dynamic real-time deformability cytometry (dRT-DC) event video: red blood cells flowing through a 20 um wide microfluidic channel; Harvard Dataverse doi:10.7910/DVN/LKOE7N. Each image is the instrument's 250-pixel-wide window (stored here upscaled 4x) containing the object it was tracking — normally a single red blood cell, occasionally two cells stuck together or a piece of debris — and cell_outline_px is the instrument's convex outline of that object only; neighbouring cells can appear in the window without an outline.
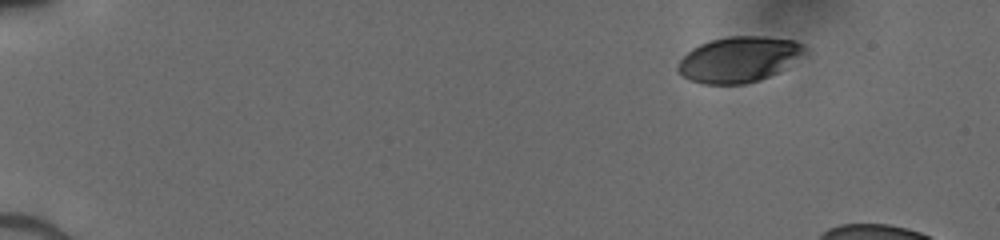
{"species": "human", "species_latin": "Homo sapiens", "temperature_condition": "cold", "stored_images_in_passage": 12, "camera_frame_rate_fps": 3000, "um_per_image_px": 0.085, "donor": {"sex": "male"}, "frame": {"image": 1, "passage_image": 1, "time_ms": 0.0, "image_size_px": [1000, 240], "cell_outline_px": [[804, 52], [776, 72], [760, 80], [744, 84], [704, 84], [688, 80], [676, 68], [680, 60], [692, 48], [700, 44], [712, 40], [728, 36], [764, 36], [792, 40], [804, 44]], "centroid_in_image_um": [62.74, 5.05], "position_along_channel_um": 22.3, "area_um2": 33.06}}